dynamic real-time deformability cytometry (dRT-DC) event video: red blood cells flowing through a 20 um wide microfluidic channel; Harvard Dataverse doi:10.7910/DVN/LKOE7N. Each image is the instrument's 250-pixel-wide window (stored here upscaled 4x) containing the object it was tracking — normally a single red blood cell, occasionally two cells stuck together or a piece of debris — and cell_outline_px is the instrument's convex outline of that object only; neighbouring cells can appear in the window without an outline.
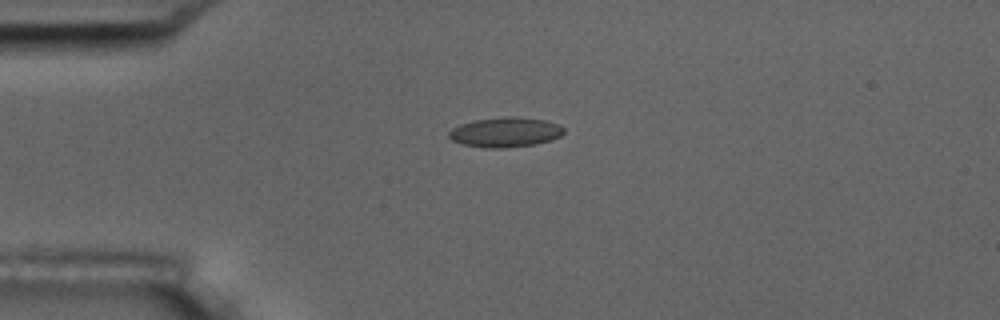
{"species": "common noctule bat (a hibernating species)", "species_latin": "Nyctalus noctula", "temperature_condition": "room temperature", "stored_images_in_passage": 5, "camera_frame_rate_fps": 3000, "um_per_image_px": 0.085, "animal": {"sex": "male", "body_mass_g": 17.5, "forearm_length_mm": 52.3}, "frame": {"image": 1, "passage_image": 4, "time_ms": 3.667, "image_size_px": [1000, 320], "cell_outline_px": [[564, 132], [560, 136], [552, 140], [536, 144], [504, 148], [484, 148], [464, 144], [452, 140], [448, 136], [448, 132], [452, 128], [460, 124], [472, 120], [504, 116], [516, 116], [544, 120], [560, 124], [564, 128]], "centroid_in_image_um": [42.96, 11.23], "position_along_channel_um": 42.0, "area_um2": 20.23}}